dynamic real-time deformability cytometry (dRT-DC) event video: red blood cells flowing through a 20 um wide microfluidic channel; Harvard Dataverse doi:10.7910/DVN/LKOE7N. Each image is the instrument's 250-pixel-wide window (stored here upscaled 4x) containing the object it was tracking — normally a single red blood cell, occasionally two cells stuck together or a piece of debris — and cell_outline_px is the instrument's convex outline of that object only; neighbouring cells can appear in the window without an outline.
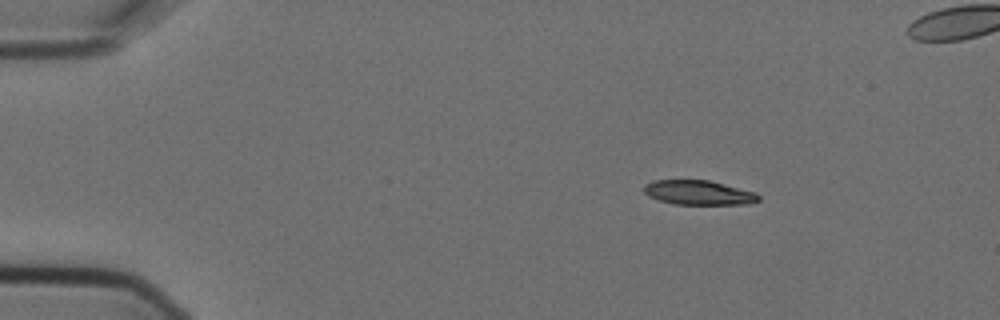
{"species": "Egyptian fruit bat (a non-hibernating species)", "species_latin": "Rousettus aegyptiacus", "temperature_condition": "cold", "stored_images_in_passage": 5, "camera_frame_rate_fps": 3000, "um_per_image_px": 0.085, "animal": {"sex": "female"}, "frame": {"image": 1, "passage_image": 2, "time_ms": 0.333, "image_size_px": [1000, 320], "cell_outline_px": [[760, 200], [752, 204], [676, 204], [660, 200], [648, 196], [644, 192], [644, 184], [656, 180], [708, 180], [756, 192], [760, 196]], "centroid_in_image_um": [59.42, 16.37], "position_along_channel_um": 25.6, "area_um2": 16.3}}